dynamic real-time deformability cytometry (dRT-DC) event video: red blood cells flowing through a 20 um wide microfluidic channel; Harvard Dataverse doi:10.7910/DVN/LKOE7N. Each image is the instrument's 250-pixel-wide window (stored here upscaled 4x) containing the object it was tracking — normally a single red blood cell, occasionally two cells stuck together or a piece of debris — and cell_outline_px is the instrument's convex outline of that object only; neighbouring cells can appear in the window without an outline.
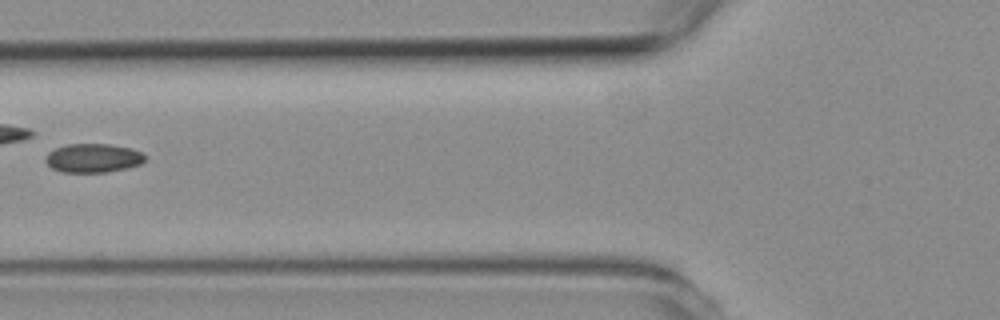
{"species": "common noctule bat (a hibernating species)", "species_latin": "Nyctalus noctula", "temperature_condition": "room temperature", "stored_images_in_passage": 5, "camera_frame_rate_fps": 3000, "um_per_image_px": 0.085, "animal": {"sex": "female", "body_mass_g": 19.3, "forearm_length_mm": 54.1}, "frame": {"image": 1, "passage_image": 4, "time_ms": 3.333, "image_size_px": [1000, 320], "cell_outline_px": [[144, 160], [140, 164], [128, 168], [108, 172], [64, 172], [52, 168], [44, 160], [48, 152], [56, 148], [68, 144], [108, 144], [128, 148], [140, 152], [144, 156]], "centroid_in_image_um": [7.88, 13.44], "position_along_channel_um": 117.9, "area_um2": 16.53}}
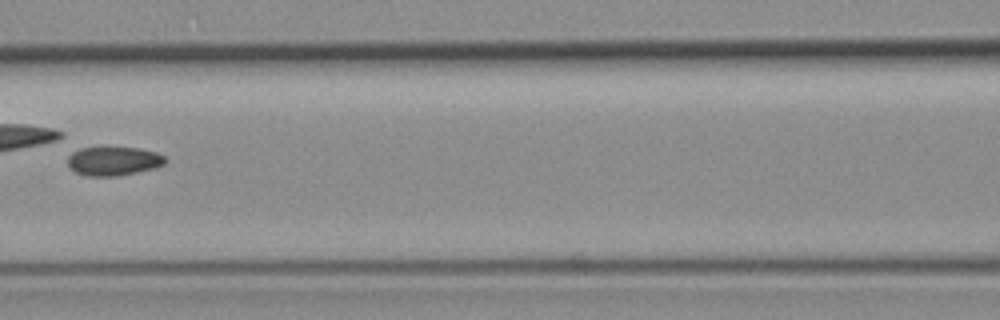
{"frame": {"image": 2, "passage_image": 5, "time_ms": 4.333, "image_size_px": [1000, 320], "cell_outline_px": [[164, 164], [152, 168], [136, 172], [116, 176], [88, 176], [76, 172], [68, 164], [68, 156], [72, 152], [80, 148], [100, 144], [140, 148], [156, 152], [164, 156]], "centroid_in_image_um": [9.6, 13.63], "position_along_channel_um": 157.0, "area_um2": 16.94}}